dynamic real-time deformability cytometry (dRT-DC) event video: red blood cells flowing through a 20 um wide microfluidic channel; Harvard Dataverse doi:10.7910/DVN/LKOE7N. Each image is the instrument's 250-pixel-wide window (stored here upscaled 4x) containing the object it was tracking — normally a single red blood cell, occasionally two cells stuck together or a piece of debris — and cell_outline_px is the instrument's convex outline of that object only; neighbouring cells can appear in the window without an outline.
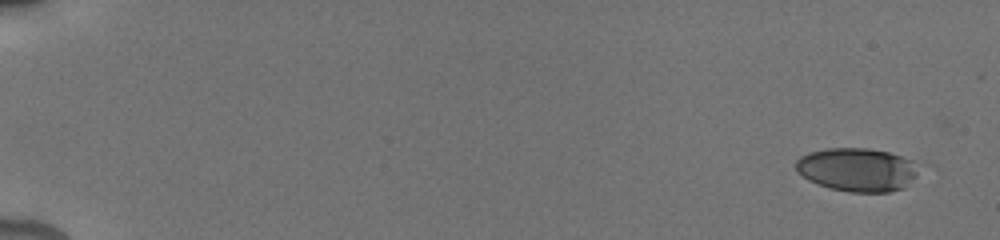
{"species": "human", "species_latin": "Homo sapiens", "temperature_condition": "cold", "stored_images_in_passage": 10, "camera_frame_rate_fps": 3000, "um_per_image_px": 0.085, "donor": {"sex": "male"}, "frame": {"image": 1, "passage_image": 1, "time_ms": 0.0, "image_size_px": [1000, 240], "cell_outline_px": [[936, 164], [904, 188], [888, 192], [848, 192], [832, 188], [808, 180], [796, 168], [796, 160], [800, 156], [808, 152], [828, 148], [868, 148], [888, 152]], "centroid_in_image_um": [73.16, 14.4], "position_along_channel_um": 11.8, "area_um2": 32.71}}
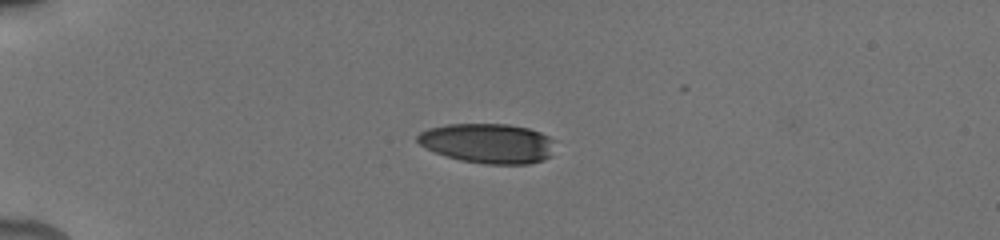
{"frame": {"image": 2, "passage_image": 6, "time_ms": 4.333, "image_size_px": [1000, 240], "cell_outline_px": [[556, 140], [552, 156], [544, 160], [528, 164], [484, 164], [460, 160], [436, 152], [420, 144], [416, 140], [416, 136], [420, 132], [428, 128], [448, 124], [508, 124], [528, 128], [540, 132]], "centroid_in_image_um": [41.53, 12.18], "position_along_channel_um": 43.5, "area_um2": 32.08}}
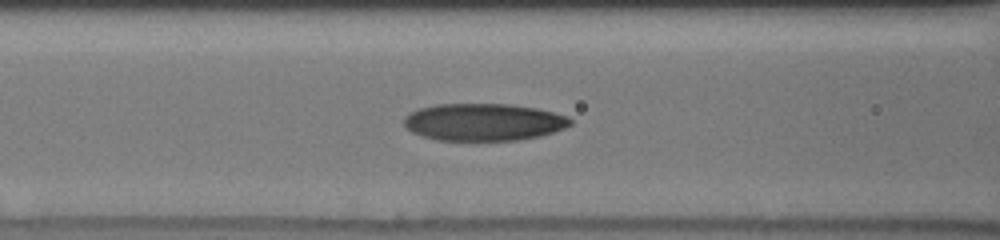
{"frame": {"image": 3, "passage_image": 10, "time_ms": 7.667, "image_size_px": [1000, 240], "cell_outline_px": [[572, 124], [564, 128], [540, 136], [516, 140], [436, 140], [412, 132], [404, 124], [404, 116], [420, 108], [436, 104], [508, 104], [536, 108], [568, 116], [572, 120]], "centroid_in_image_um": [41.11, 10.37], "position_along_channel_um": 125.5, "area_um2": 35.95}}